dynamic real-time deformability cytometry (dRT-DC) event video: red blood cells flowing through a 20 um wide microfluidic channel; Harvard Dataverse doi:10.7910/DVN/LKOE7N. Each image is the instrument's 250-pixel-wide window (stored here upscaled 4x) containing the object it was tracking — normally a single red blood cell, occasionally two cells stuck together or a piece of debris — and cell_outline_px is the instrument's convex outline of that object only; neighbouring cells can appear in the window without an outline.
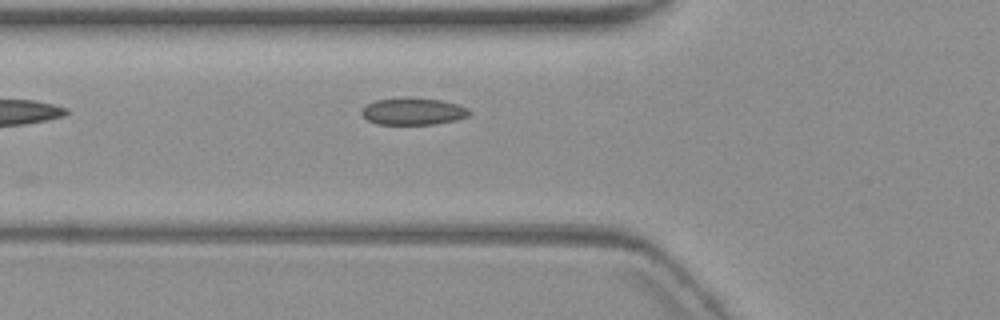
{"species": "common noctule bat (a hibernating species)", "species_latin": "Nyctalus noctula", "temperature_condition": "warm", "stored_images_in_passage": 6, "camera_frame_rate_fps": 3000, "um_per_image_px": 0.085, "animal": {"sex": "female", "body_mass_g": 19.3, "forearm_length_mm": 54.1}, "frame": {"image": 1, "passage_image": 6, "time_ms": 6.667, "image_size_px": [1000, 320], "cell_outline_px": [[472, 112], [468, 116], [456, 120], [432, 124], [376, 124], [368, 120], [360, 112], [368, 104], [376, 100], [404, 96], [408, 96], [440, 100], [456, 104], [468, 108]], "centroid_in_image_um": [35.12, 9.45], "position_along_channel_um": 90.7, "area_um2": 17.05}}